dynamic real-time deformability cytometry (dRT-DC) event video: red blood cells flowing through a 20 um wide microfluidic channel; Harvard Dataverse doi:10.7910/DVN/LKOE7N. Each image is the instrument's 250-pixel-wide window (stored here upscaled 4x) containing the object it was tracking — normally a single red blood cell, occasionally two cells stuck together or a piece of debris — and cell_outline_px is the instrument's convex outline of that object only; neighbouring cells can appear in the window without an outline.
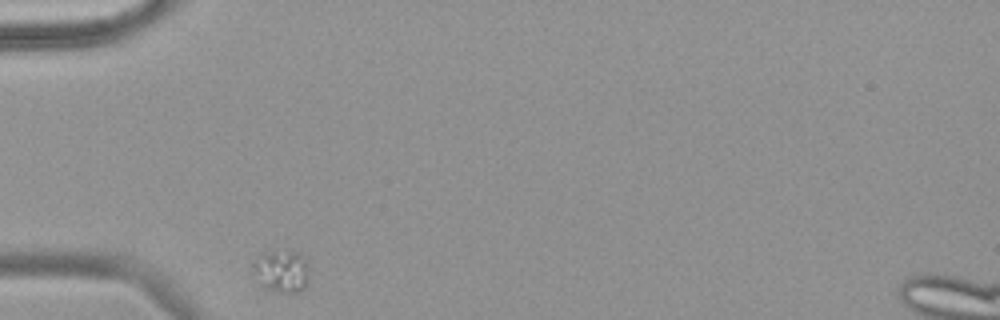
{"species": "common noctule bat (a hibernating species)", "species_latin": "Nyctalus noctula", "temperature_condition": "warm", "stored_images_in_passage": 32, "camera_frame_rate_fps": 3000, "um_per_image_px": 0.085, "animal": {"sex": "female", "body_mass_g": 18.4}, "frame": {"image": 1, "passage_image": 1, "time_ms": 0.0, "image_size_px": [1000, 320], "cell_outline_px": [[308, 276], [304, 288], [300, 292], [276, 292], [264, 288], [260, 284], [252, 272], [252, 264], [256, 256], [264, 252], [296, 252], [308, 260]], "centroid_in_image_um": [23.9, 23.06], "position_along_channel_um": 61.1, "area_um2": 13.99}}